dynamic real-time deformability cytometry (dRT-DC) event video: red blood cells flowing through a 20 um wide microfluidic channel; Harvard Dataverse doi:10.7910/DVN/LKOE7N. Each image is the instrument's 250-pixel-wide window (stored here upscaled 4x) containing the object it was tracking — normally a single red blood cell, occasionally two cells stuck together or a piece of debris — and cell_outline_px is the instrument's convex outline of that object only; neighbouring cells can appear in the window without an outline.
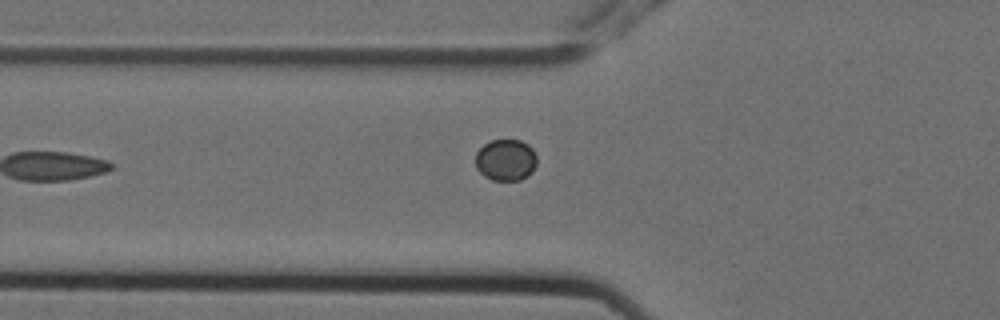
{"species": "Egyptian fruit bat (a non-hibernating species)", "species_latin": "Rousettus aegyptiacus", "temperature_condition": "cold", "stored_images_in_passage": 7, "camera_frame_rate_fps": 3000, "um_per_image_px": 0.085, "animal": {"sex": "female"}, "frame": {"image": 1, "passage_image": 6, "time_ms": 1.667, "image_size_px": [1000, 320], "cell_outline_px": [[536, 164], [532, 172], [528, 176], [520, 180], [492, 180], [484, 176], [476, 168], [476, 152], [484, 144], [492, 140], [520, 140], [528, 144], [532, 148], [536, 156]], "centroid_in_image_um": [42.99, 13.6], "position_along_channel_um": 82.8, "area_um2": 14.91}}
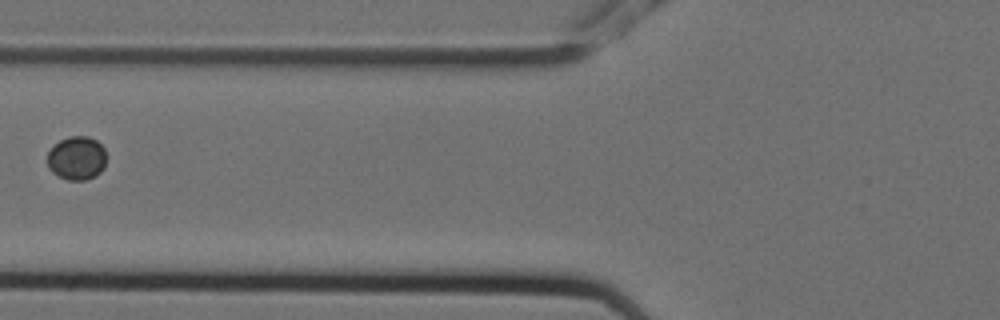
{"frame": {"image": 2, "passage_image": 7, "time_ms": 2.0, "image_size_px": [1000, 320], "cell_outline_px": [[104, 168], [96, 176], [84, 180], [68, 180], [52, 172], [48, 168], [48, 152], [60, 140], [68, 136], [88, 136], [96, 140], [104, 148]], "centroid_in_image_um": [6.52, 13.44], "position_along_channel_um": 119.3, "area_um2": 14.85}}